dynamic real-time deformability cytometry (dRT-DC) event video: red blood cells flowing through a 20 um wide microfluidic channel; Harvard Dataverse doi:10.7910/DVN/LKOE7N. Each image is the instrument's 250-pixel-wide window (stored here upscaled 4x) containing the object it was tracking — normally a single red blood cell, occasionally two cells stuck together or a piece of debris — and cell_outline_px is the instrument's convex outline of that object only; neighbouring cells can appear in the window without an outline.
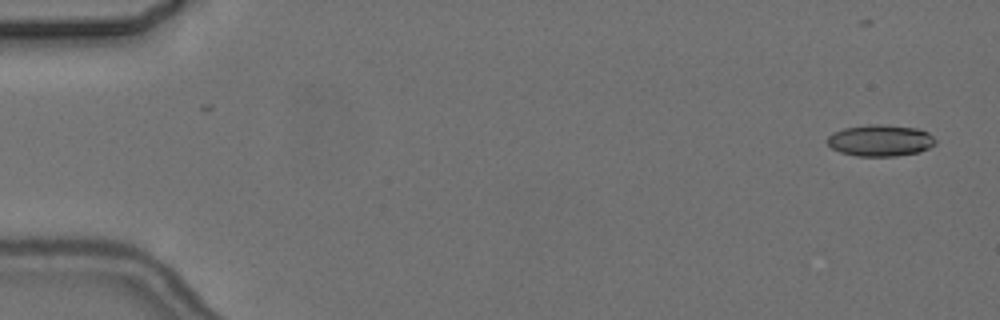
{"species": "common noctule bat (a hibernating species)", "species_latin": "Nyctalus noctula", "temperature_condition": "cold", "stored_images_in_passage": 7, "camera_frame_rate_fps": 3000, "um_per_image_px": 0.085, "animal": {"sex": "female", "body_mass_g": 24.6, "forearm_length_mm": 56.2}, "frame": {"image": 1, "passage_image": 1, "time_ms": 0.0, "image_size_px": [1000, 320], "cell_outline_px": [[936, 144], [920, 152], [896, 156], [856, 156], [840, 152], [832, 148], [828, 144], [828, 136], [832, 132], [844, 128], [868, 124], [880, 124], [916, 128], [928, 132], [936, 140]], "centroid_in_image_um": [74.83, 11.94], "position_along_channel_um": 10.2, "area_um2": 19.94}}
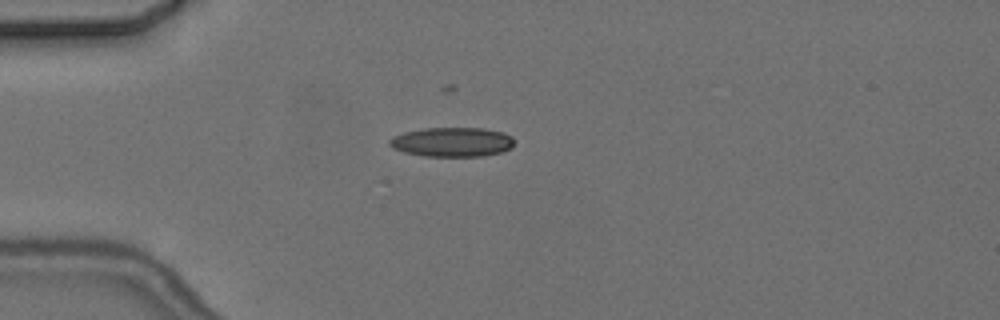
{"frame": {"image": 2, "passage_image": 4, "time_ms": 4.333, "image_size_px": [1000, 320], "cell_outline_px": [[512, 148], [500, 152], [484, 156], [424, 156], [404, 152], [392, 148], [388, 144], [388, 140], [392, 136], [404, 132], [424, 128], [484, 128], [504, 132], [512, 136]], "centroid_in_image_um": [38.4, 12.07], "position_along_channel_um": 46.6, "area_um2": 21.5}}
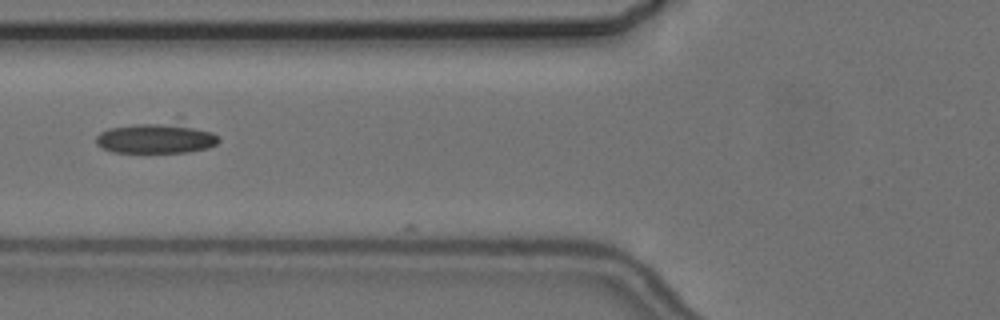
{"frame": {"image": 3, "passage_image": 6, "time_ms": 6.667, "image_size_px": [1000, 320], "cell_outline_px": [[220, 140], [216, 144], [208, 148], [188, 152], [112, 152], [96, 144], [96, 136], [100, 132], [108, 128], [136, 124], [156, 124], [192, 128], [212, 132], [220, 136]], "centroid_in_image_um": [13.21, 11.8], "position_along_channel_um": 112.6, "area_um2": 20.69}}